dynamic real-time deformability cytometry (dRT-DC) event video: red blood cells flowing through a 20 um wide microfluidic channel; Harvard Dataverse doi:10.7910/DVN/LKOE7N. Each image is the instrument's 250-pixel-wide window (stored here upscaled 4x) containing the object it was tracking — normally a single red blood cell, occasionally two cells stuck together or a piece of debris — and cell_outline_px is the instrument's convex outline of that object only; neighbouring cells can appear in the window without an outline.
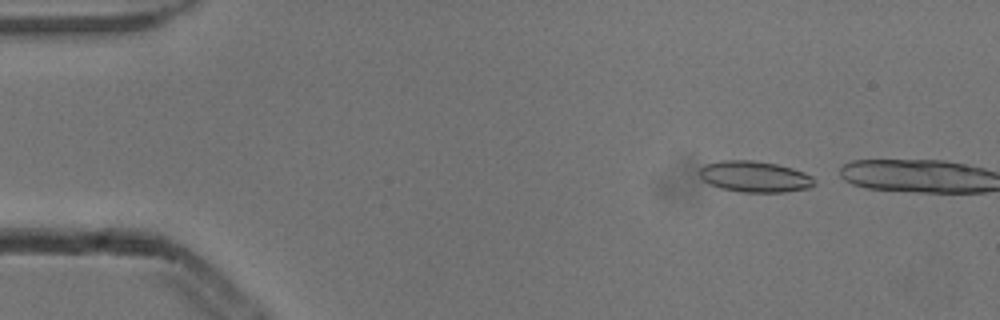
{"species": "common noctule bat (a hibernating species)", "species_latin": "Nyctalus noctula", "temperature_condition": "cold", "stored_images_in_passage": 2, "camera_frame_rate_fps": 3000, "um_per_image_px": 0.085, "animal": {"sex": "male", "body_mass_g": 13.3}, "frame": {"image": 1, "passage_image": 1, "time_ms": 0.0, "image_size_px": [1000, 320], "cell_outline_px": [[816, 184], [812, 188], [784, 192], [740, 192], [720, 188], [708, 184], [700, 176], [700, 168], [704, 164], [720, 160], [752, 160], [776, 164], [792, 168], [804, 172], [812, 176]], "centroid_in_image_um": [64.16, 15.02], "position_along_channel_um": 20.8, "area_um2": 21.04}}